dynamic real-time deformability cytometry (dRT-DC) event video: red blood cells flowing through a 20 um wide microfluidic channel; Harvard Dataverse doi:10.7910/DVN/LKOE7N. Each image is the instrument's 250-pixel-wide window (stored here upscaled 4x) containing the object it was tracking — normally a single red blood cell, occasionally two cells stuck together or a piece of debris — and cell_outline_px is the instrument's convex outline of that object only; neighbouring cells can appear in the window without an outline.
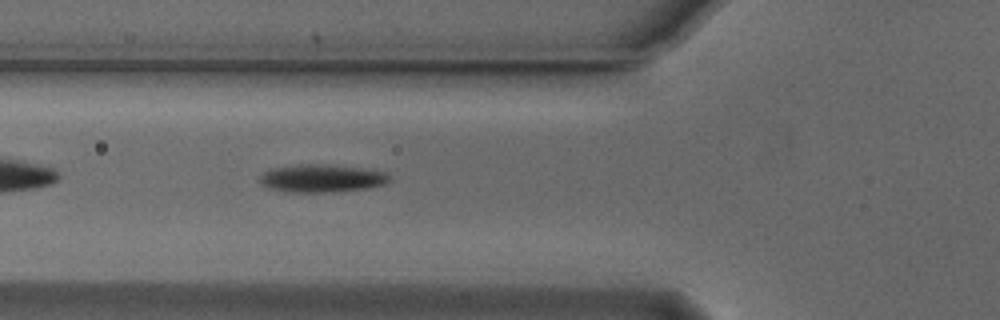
{"species": "Egyptian fruit bat (a non-hibernating species)", "species_latin": "Rousettus aegyptiacus", "temperature_condition": "cold", "stored_images_in_passage": 40, "camera_frame_rate_fps": 3000, "um_per_image_px": 0.085, "animal": {"sex": "male"}, "frame": {"image": 1, "passage_image": 6, "time_ms": 1.667, "image_size_px": [1000, 320], "cell_outline_px": [[392, 180], [384, 184], [368, 188], [332, 192], [284, 192], [260, 184], [260, 176], [264, 172], [272, 168], [300, 164], [324, 164], [388, 172]], "centroid_in_image_um": [27.36, 15.16], "position_along_channel_um": 98.4, "area_um2": 20.98}}
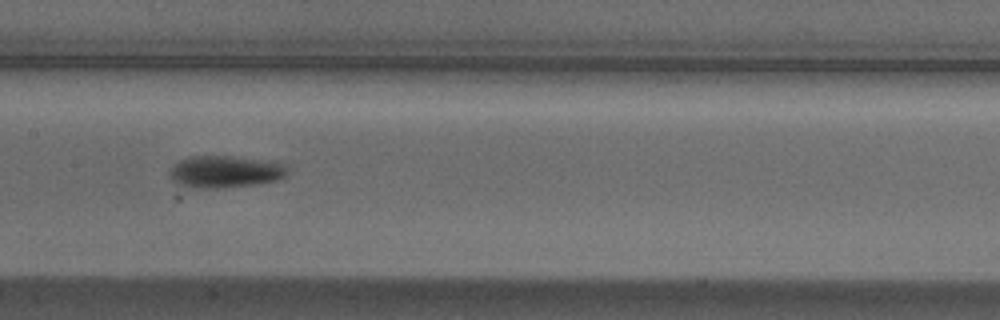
{"frame": {"image": 2, "passage_image": 13, "time_ms": 4.0, "image_size_px": [1000, 320], "cell_outline_px": [[288, 172], [284, 176], [276, 180], [252, 184], [216, 188], [192, 188], [180, 184], [172, 180], [172, 168], [180, 160], [192, 156], [228, 156], [284, 164]], "centroid_in_image_um": [19.11, 14.6], "position_along_channel_um": 188.3, "area_um2": 21.15}}
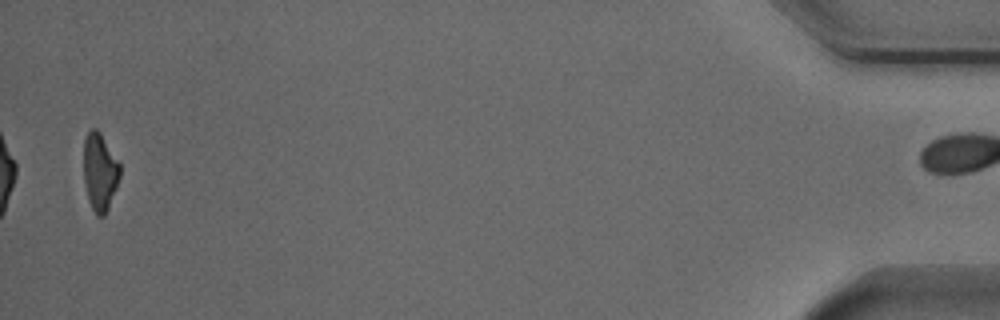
{"frame": {"image": 3, "passage_image": 39, "time_ms": 12.667, "image_size_px": [1000, 320], "cell_outline_px": [[120, 176], [116, 188], [108, 208], [104, 216], [96, 216], [88, 200], [84, 180], [84, 140], [88, 132], [92, 128], [96, 128], [100, 132], [120, 164]], "centroid_in_image_um": [8.48, 14.61], "position_along_channel_um": 426.7, "area_um2": 16.3}, "authors_computed_cell_mechanics": {"area_um2": 19.5364, "velocity_mm_per_s": 3.8407, "shape_relaxation_time_tau1_ms": 3.2234, "shape_relaxation_time_tau2_ms": null, "deformation_change_tau1": 0.1115, "deformation_change_tau2": null}}